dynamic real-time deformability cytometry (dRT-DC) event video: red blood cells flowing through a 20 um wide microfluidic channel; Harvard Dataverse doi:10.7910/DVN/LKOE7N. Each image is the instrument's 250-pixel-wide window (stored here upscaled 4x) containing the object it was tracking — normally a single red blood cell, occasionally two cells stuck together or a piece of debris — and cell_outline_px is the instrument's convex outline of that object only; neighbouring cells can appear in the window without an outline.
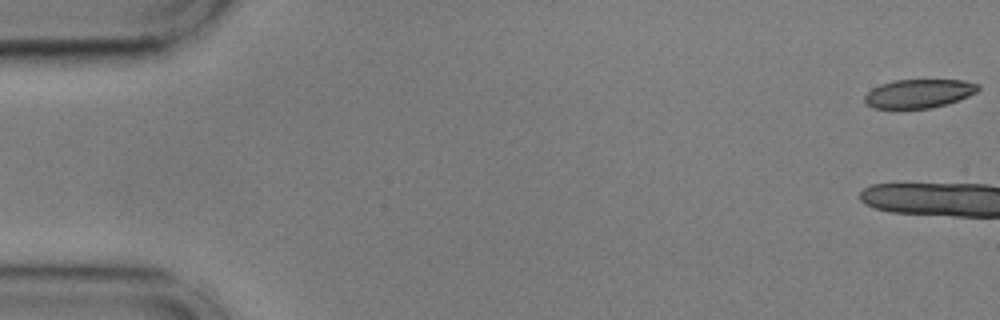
{"species": "common noctule bat (a hibernating species)", "species_latin": "Nyctalus noctula", "temperature_condition": "cold", "stored_images_in_passage": 4, "camera_frame_rate_fps": 3000, "um_per_image_px": 0.085, "animal": {"sex": "male", "body_mass_g": 17.9, "forearm_length_mm": 54.2}, "frame": {"image": 1, "passage_image": 1, "time_ms": 0.0, "image_size_px": [1000, 320], "cell_outline_px": [[980, 88], [976, 92], [960, 100], [948, 104], [932, 108], [872, 108], [864, 104], [864, 96], [872, 88], [880, 84], [896, 80], [964, 80], [980, 84]], "centroid_in_image_um": [78.11, 7.95], "position_along_channel_um": 6.9, "area_um2": 19.19}}